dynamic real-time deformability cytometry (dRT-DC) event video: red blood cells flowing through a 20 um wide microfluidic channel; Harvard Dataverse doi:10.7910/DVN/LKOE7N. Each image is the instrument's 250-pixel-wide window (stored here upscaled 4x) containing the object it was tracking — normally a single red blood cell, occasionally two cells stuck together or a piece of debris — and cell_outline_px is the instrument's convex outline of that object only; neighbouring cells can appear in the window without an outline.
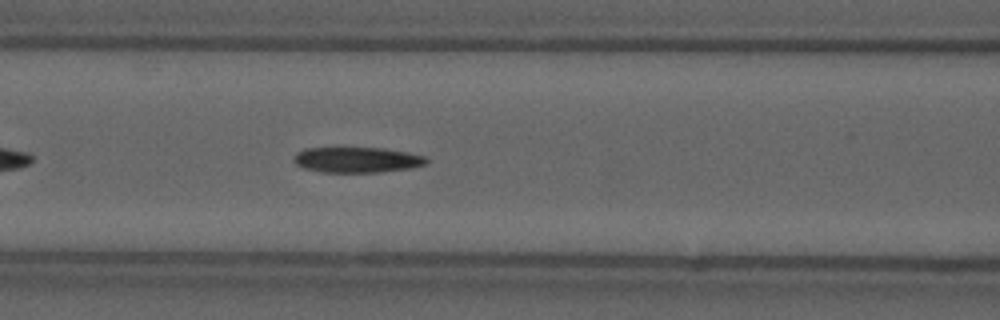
{"species": "common noctule bat (a hibernating species)", "species_latin": "Nyctalus noctula", "temperature_condition": "cold", "stored_images_in_passage": 32, "camera_frame_rate_fps": 3000, "um_per_image_px": 0.085, "animal": {"sex": "male", "forearm_length_mm": 52.5}, "frame": {"image": 1, "passage_image": 10, "time_ms": 3.0, "image_size_px": [1000, 320], "cell_outline_px": [[428, 164], [412, 168], [380, 172], [320, 172], [304, 168], [296, 164], [296, 152], [304, 148], [384, 148], [408, 152], [428, 156]], "centroid_in_image_um": [30.42, 13.58], "position_along_channel_um": 136.2, "area_um2": 19.83}}